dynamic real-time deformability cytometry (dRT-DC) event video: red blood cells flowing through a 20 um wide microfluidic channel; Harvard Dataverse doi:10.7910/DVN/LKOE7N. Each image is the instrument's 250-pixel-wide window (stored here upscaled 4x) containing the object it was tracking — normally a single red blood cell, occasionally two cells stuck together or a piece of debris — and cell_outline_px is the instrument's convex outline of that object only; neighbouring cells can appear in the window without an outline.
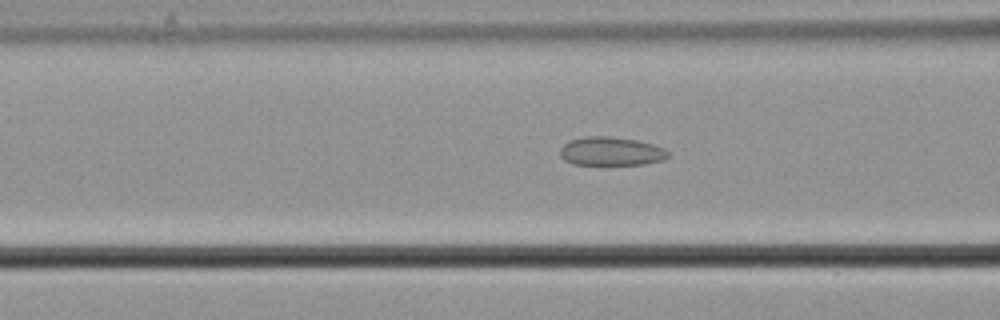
{"species": "common noctule bat (a hibernating species)", "species_latin": "Nyctalus noctula", "temperature_condition": "cold", "stored_images_in_passage": 49, "camera_frame_rate_fps": 3000, "um_per_image_px": 0.085, "animal": {"sex": "male", "body_mass_g": 21.5, "forearm_length_mm": 52.0}, "frame": {"image": 1, "passage_image": 22, "time_ms": 7.0, "image_size_px": [1000, 320], "cell_outline_px": [[668, 156], [664, 160], [644, 164], [572, 164], [564, 160], [560, 156], [560, 148], [568, 140], [584, 136], [608, 136], [636, 140], [652, 144], [664, 148], [668, 152]], "centroid_in_image_um": [51.91, 12.85], "position_along_channel_um": 114.7, "area_um2": 18.03}}
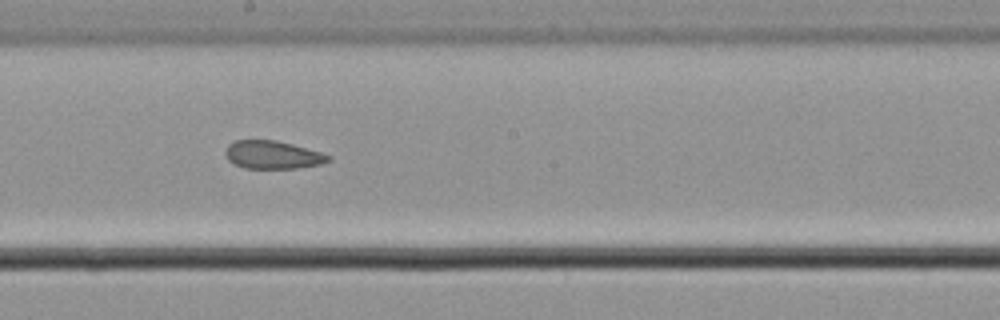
{"frame": {"image": 2, "passage_image": 31, "time_ms": 10.0, "image_size_px": [1000, 320], "cell_outline_px": [[332, 160], [320, 164], [296, 168], [244, 168], [232, 164], [228, 160], [224, 152], [228, 144], [236, 140], [276, 140], [292, 144], [320, 152], [332, 156]], "centroid_in_image_um": [23.15, 13.16], "position_along_channel_um": 225.1, "area_um2": 16.88}}
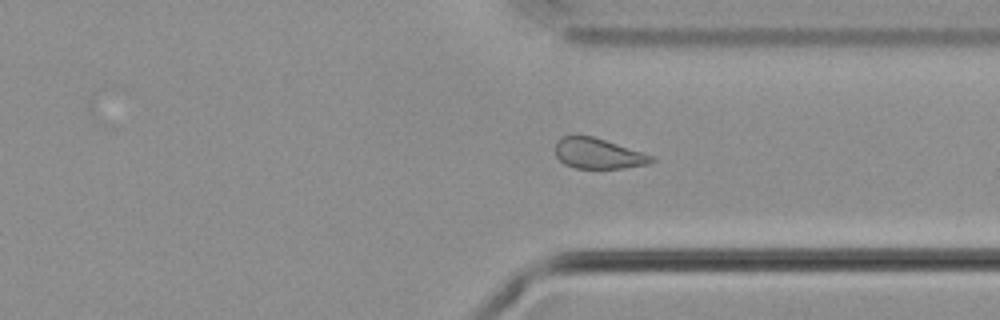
{"frame": {"image": 3, "passage_image": 42, "time_ms": 13.667, "image_size_px": [1000, 320], "cell_outline_px": [[656, 160], [648, 164], [624, 168], [576, 168], [564, 164], [556, 156], [556, 140], [560, 136], [592, 136], [656, 156]], "centroid_in_image_um": [50.87, 13.05], "position_along_channel_um": 360.5, "area_um2": 17.11}}